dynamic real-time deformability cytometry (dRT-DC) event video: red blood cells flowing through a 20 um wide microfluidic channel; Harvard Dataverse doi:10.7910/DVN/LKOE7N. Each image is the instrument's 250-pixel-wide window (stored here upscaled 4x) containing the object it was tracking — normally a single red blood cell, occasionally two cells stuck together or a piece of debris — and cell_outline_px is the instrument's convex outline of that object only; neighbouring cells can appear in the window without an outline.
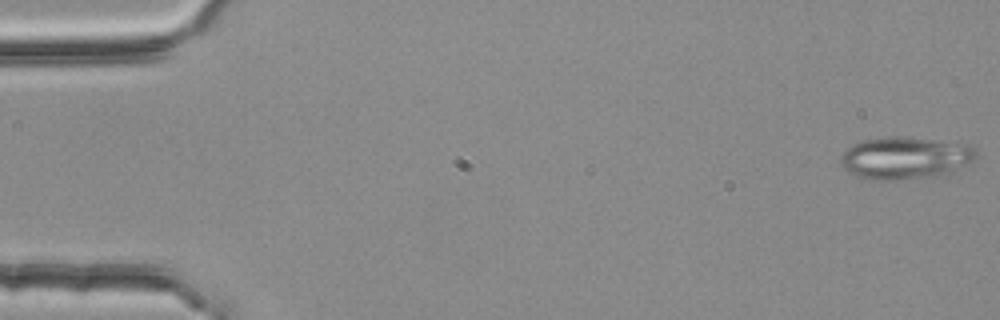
{"species": "common noctule bat (a hibernating species)", "species_latin": "Nyctalus noctula", "temperature_condition": "room temperature", "stored_images_in_passage": 4, "camera_frame_rate_fps": 3000, "um_per_image_px": 0.085, "animal": {"sex": "female", "body_mass_g": 25.1}, "frame": {"image": 1, "passage_image": 1, "time_ms": 0.0, "image_size_px": [1000, 320], "cell_outline_px": [[976, 160], [952, 172], [932, 176], [896, 180], [876, 180], [860, 176], [848, 172], [840, 164], [840, 156], [852, 144], [864, 140], [888, 136], [896, 136], [972, 144], [976, 148]], "centroid_in_image_um": [76.97, 13.41], "position_along_channel_um": 8.0, "area_um2": 33.41}}
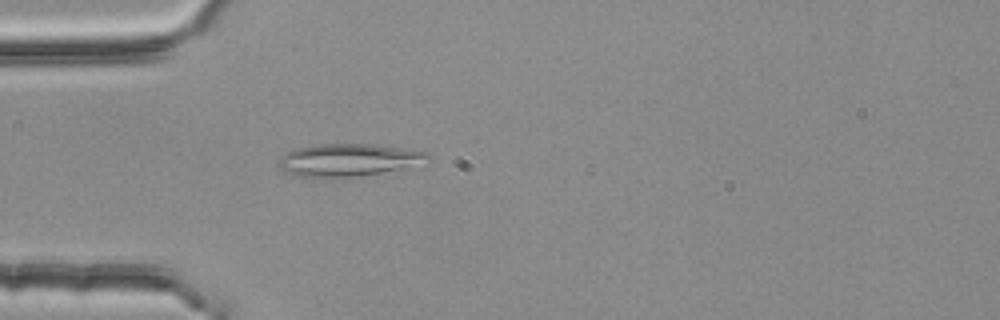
{"frame": {"image": 2, "passage_image": 4, "time_ms": 1.0, "image_size_px": [1000, 320], "cell_outline_px": [[432, 160], [400, 168], [380, 172], [332, 180], [300, 176], [288, 172], [280, 168], [280, 156], [296, 148], [316, 144], [372, 144], [428, 152], [432, 156]], "centroid_in_image_um": [29.6, 13.61], "position_along_channel_um": 55.4, "area_um2": 28.32}}